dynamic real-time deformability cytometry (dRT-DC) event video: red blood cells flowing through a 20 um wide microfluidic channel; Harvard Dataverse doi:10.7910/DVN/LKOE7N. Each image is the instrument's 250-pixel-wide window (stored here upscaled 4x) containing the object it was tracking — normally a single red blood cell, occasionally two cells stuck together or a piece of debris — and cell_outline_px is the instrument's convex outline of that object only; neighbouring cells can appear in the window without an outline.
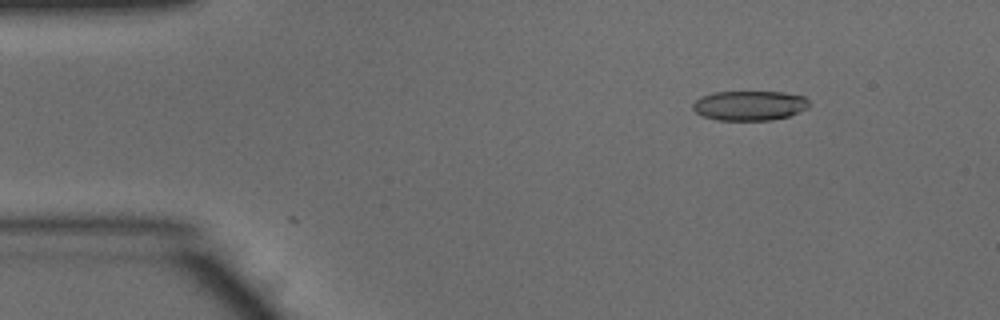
{"species": "common noctule bat (a hibernating species)", "species_latin": "Nyctalus noctula", "temperature_condition": "warm", "stored_images_in_passage": 46, "camera_frame_rate_fps": 3000, "um_per_image_px": 0.085, "animal": {"sex": "male", "body_mass_g": 15.6}, "frame": {"image": 1, "passage_image": 2, "time_ms": 0.333, "image_size_px": [1000, 320], "cell_outline_px": [[808, 108], [788, 116], [772, 120], [716, 120], [704, 116], [696, 112], [692, 108], [692, 104], [700, 96], [712, 92], [784, 92], [804, 96], [808, 100]], "centroid_in_image_um": [63.69, 8.97], "position_along_channel_um": 21.3, "area_um2": 20.17}}
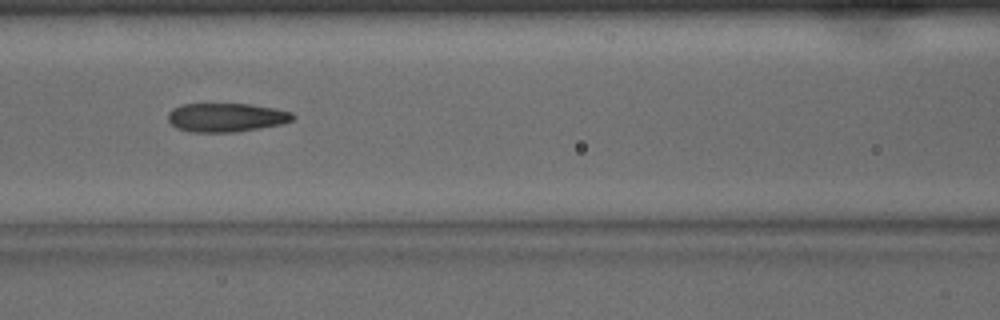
{"frame": {"image": 2, "passage_image": 17, "time_ms": 5.333, "image_size_px": [1000, 320], "cell_outline_px": [[296, 116], [292, 120], [284, 124], [232, 132], [192, 132], [176, 128], [168, 120], [168, 112], [172, 108], [184, 104], [248, 104], [276, 108], [292, 112]], "centroid_in_image_um": [19.24, 9.98], "position_along_channel_um": 147.4, "area_um2": 20.98}}
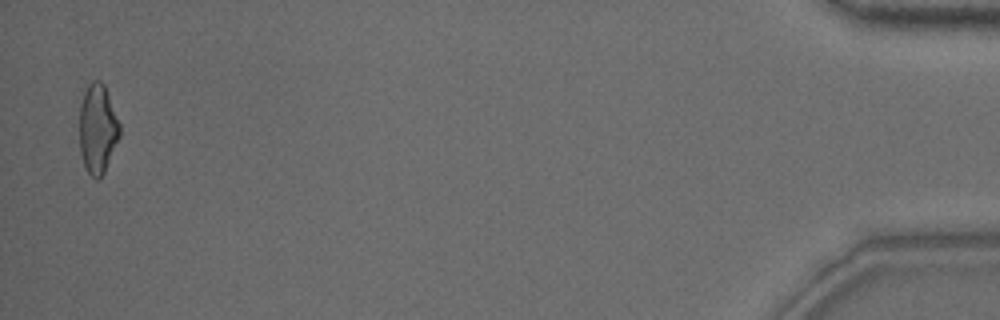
{"frame": {"image": 3, "passage_image": 45, "time_ms": 14.667, "image_size_px": [1000, 320], "cell_outline_px": [[120, 136], [104, 172], [96, 180], [88, 172], [80, 156], [80, 104], [84, 92], [88, 84], [92, 80], [100, 80], [104, 84], [120, 124]], "centroid_in_image_um": [8.29, 10.93], "position_along_channel_um": 426.9, "area_um2": 20.87}, "authors_computed_cell_mechanics": {"area_um2": 21.1259, "velocity_mm_per_s": 3.9909, "shape_relaxation_time_tau1_ms": null, "shape_relaxation_time_tau2_ms": 1.9893, "deformation_change_tau1": null, "deformation_change_tau2": 0.1057}}